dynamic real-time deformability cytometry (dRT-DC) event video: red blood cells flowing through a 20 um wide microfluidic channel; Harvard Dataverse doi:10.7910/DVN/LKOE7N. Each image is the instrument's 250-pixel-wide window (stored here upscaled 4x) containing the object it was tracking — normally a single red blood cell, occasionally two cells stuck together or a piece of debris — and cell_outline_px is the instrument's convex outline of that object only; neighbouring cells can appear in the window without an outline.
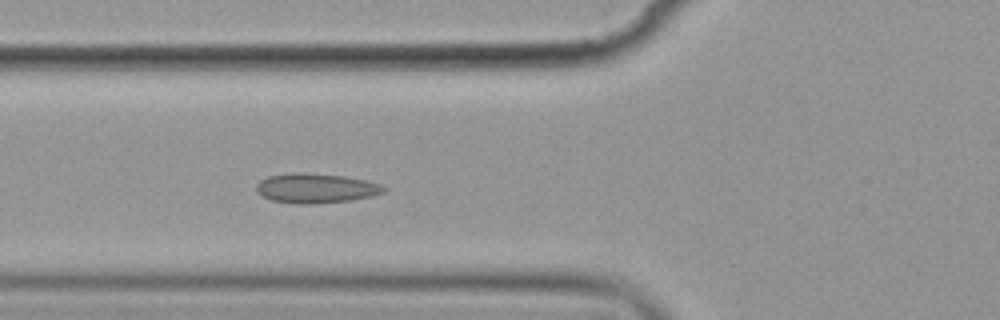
{"species": "common noctule bat (a hibernating species)", "species_latin": "Nyctalus noctula", "temperature_condition": "cold", "stored_images_in_passage": 5, "camera_frame_rate_fps": 3000, "um_per_image_px": 0.085, "animal": {"sex": "female", "body_mass_g": 19.9}, "frame": {"image": 1, "passage_image": 5, "time_ms": 5.667, "image_size_px": [1000, 320], "cell_outline_px": [[388, 188], [384, 192], [372, 196], [352, 200], [312, 204], [296, 204], [272, 200], [256, 192], [256, 184], [260, 180], [268, 176], [344, 176], [364, 180], [380, 184]], "centroid_in_image_um": [26.9, 16.06], "position_along_channel_um": 98.9, "area_um2": 20.87}}